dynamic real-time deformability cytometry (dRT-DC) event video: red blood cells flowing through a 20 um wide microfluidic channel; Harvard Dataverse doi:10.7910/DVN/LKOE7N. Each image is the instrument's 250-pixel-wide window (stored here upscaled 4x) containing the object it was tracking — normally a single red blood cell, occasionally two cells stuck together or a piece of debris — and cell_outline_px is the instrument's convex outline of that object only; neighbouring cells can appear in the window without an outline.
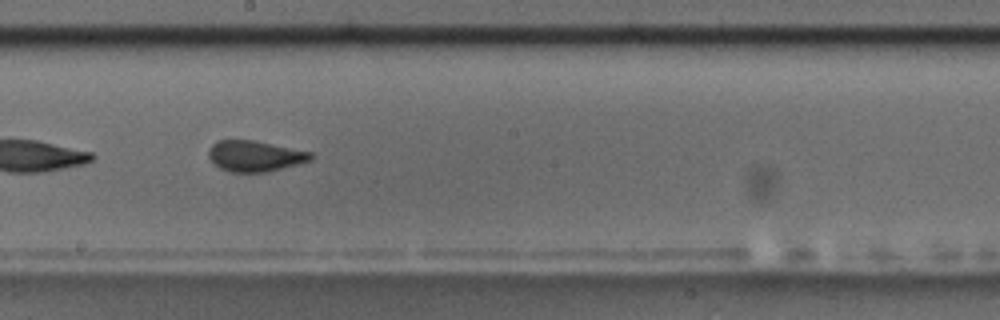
{"species": "common noctule bat (a hibernating species)", "species_latin": "Nyctalus noctula", "temperature_condition": "room temperature", "stored_images_in_passage": 35, "segment_of_instrument_passage": [2, 2], "camera_frame_rate_fps": 3000, "um_per_image_px": 0.085, "animal": {"sex": "male", "body_mass_g": 17.5, "forearm_length_mm": 52.3}, "frame": {"image": 1, "passage_image": 32, "time_ms": 10.333, "image_size_px": [1000, 320], "cell_outline_px": [[316, 156], [312, 160], [264, 172], [232, 172], [220, 168], [208, 156], [208, 152], [212, 144], [220, 140], [252, 140], [312, 152]], "centroid_in_image_um": [21.69, 13.26], "position_along_channel_um": 226.5, "area_um2": 18.09}}